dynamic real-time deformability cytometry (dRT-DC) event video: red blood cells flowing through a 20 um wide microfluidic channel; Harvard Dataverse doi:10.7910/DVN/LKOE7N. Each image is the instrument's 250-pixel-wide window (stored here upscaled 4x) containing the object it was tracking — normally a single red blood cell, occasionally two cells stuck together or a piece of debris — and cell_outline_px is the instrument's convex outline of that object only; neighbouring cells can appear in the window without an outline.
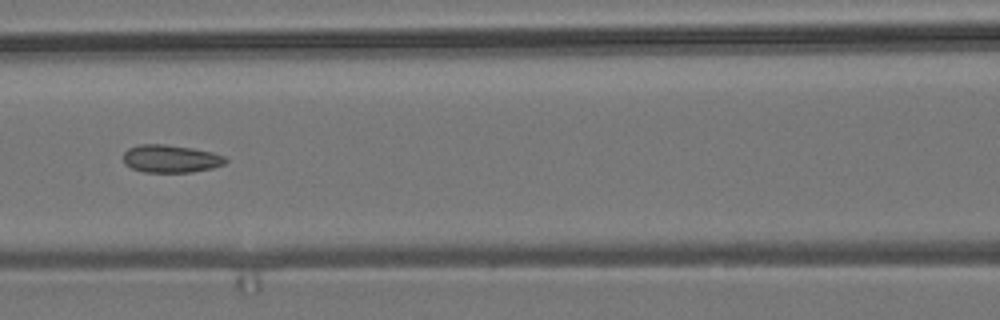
{"species": "common noctule bat (a hibernating species)", "species_latin": "Nyctalus noctula", "temperature_condition": "room temperature", "stored_images_in_passage": 9, "camera_frame_rate_fps": 3000, "um_per_image_px": 0.085, "animal": {"sex": "male", "body_mass_g": 19.2, "forearm_length_mm": 51.8}, "frame": {"image": 1, "passage_image": 7, "time_ms": 7.0, "image_size_px": [1000, 320], "cell_outline_px": [[228, 160], [224, 164], [212, 168], [192, 172], [144, 172], [132, 168], [124, 164], [124, 152], [128, 148], [140, 144], [164, 144], [192, 148], [212, 152], [224, 156]], "centroid_in_image_um": [14.51, 13.49], "position_along_channel_um": 152.1, "area_um2": 16.53}}
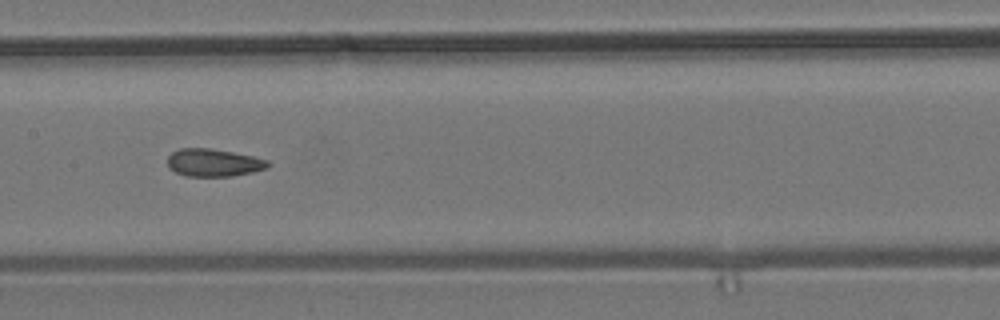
{"frame": {"image": 2, "passage_image": 8, "time_ms": 8.0, "image_size_px": [1000, 320], "cell_outline_px": [[272, 164], [268, 168], [252, 172], [232, 176], [184, 176], [168, 168], [168, 156], [172, 152], [180, 148], [212, 148], [252, 156], [268, 160]], "centroid_in_image_um": [18.16, 13.83], "position_along_channel_um": 189.2, "area_um2": 16.3}}
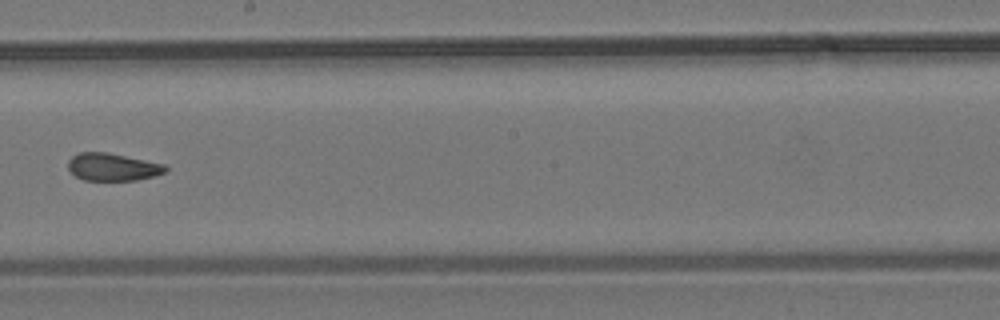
{"frame": {"image": 3, "passage_image": 9, "time_ms": 9.333, "image_size_px": [1000, 320], "cell_outline_px": [[168, 168], [164, 172], [156, 176], [136, 180], [84, 180], [76, 176], [68, 168], [68, 160], [72, 156], [80, 152], [108, 152], [164, 164]], "centroid_in_image_um": [9.57, 14.19], "position_along_channel_um": 238.6, "area_um2": 15.61}}